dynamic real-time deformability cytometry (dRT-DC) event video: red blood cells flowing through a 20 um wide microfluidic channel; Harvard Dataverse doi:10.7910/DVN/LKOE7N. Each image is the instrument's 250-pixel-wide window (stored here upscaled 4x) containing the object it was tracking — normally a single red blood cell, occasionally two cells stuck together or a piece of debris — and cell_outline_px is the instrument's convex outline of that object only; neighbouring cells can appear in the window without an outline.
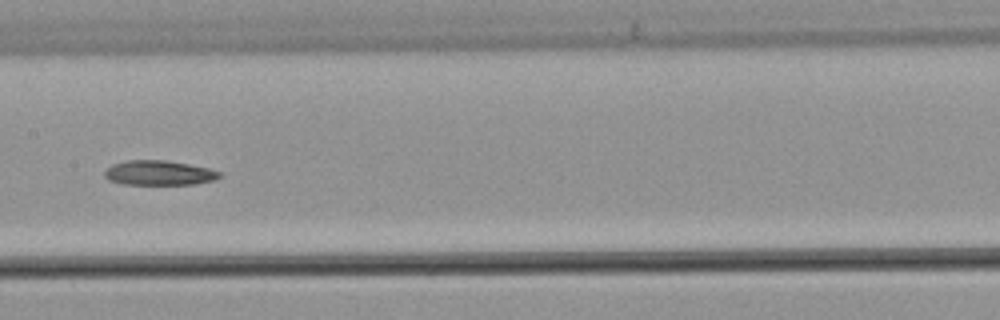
{"species": "common noctule bat (a hibernating species)", "species_latin": "Nyctalus noctula", "temperature_condition": "warm", "stored_images_in_passage": 38, "camera_frame_rate_fps": 3000, "um_per_image_px": 0.085, "animal": {"sex": "male", "body_mass_g": 21.5, "forearm_length_mm": 52.0}, "frame": {"image": 1, "passage_image": 12, "time_ms": 3.667, "image_size_px": [1000, 320], "cell_outline_px": [[220, 176], [216, 180], [192, 184], [124, 184], [108, 180], [104, 176], [104, 172], [112, 164], [128, 160], [164, 160], [188, 164], [208, 168], [220, 172]], "centroid_in_image_um": [13.5, 14.69], "position_along_channel_um": 193.9, "area_um2": 16.42}}
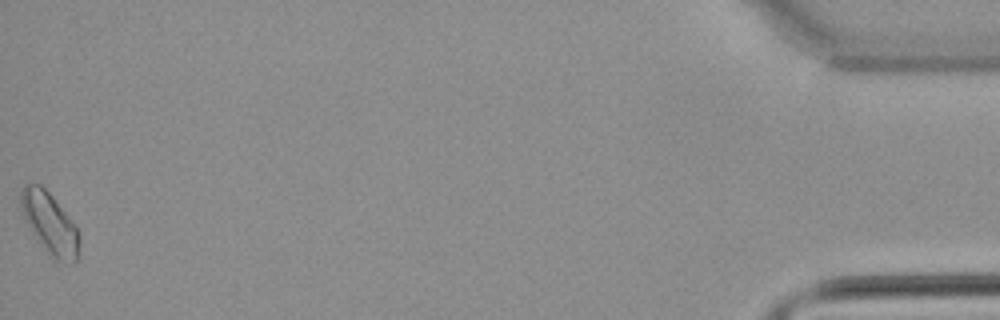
{"frame": {"image": 2, "passage_image": 38, "time_ms": 12.333, "image_size_px": [1000, 320], "cell_outline_px": [[80, 244], [76, 264], [72, 264], [52, 260], [32, 232], [24, 220], [20, 204], [20, 192], [24, 184], [28, 180], [40, 184], [52, 196], [76, 224], [80, 236]], "centroid_in_image_um": [4.24, 19.0], "position_along_channel_um": 431.0, "area_um2": 21.56}}